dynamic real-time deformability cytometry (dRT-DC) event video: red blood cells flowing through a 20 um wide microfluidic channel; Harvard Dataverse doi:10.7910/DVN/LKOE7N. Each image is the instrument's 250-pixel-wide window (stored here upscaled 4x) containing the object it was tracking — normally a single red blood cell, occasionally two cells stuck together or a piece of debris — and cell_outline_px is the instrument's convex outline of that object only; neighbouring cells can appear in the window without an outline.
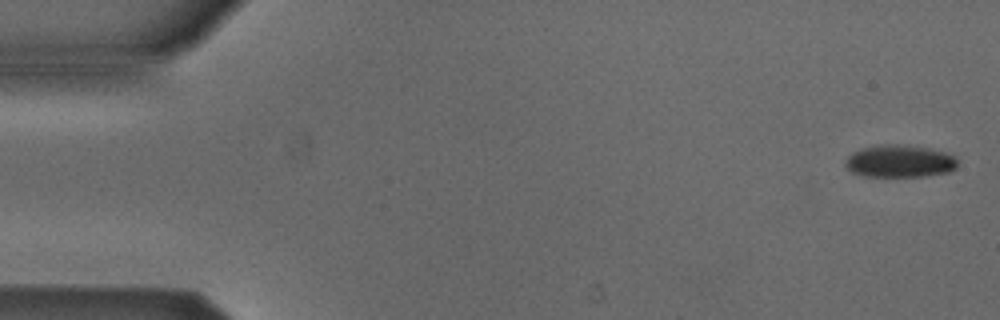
{"species": "Egyptian fruit bat (a non-hibernating species)", "species_latin": "Rousettus aegyptiacus", "temperature_condition": "cold", "stored_images_in_passage": 4, "camera_frame_rate_fps": 3000, "um_per_image_px": 0.085, "animal": {"sex": "male"}, "frame": {"image": 1, "passage_image": 1, "time_ms": 0.0, "image_size_px": [1000, 320], "cell_outline_px": [[956, 168], [948, 172], [924, 176], [864, 176], [852, 172], [844, 164], [848, 156], [852, 152], [860, 148], [884, 144], [896, 144], [928, 148], [944, 152], [952, 156], [956, 160]], "centroid_in_image_um": [76.43, 13.7], "position_along_channel_um": 8.6, "area_um2": 20.98}}
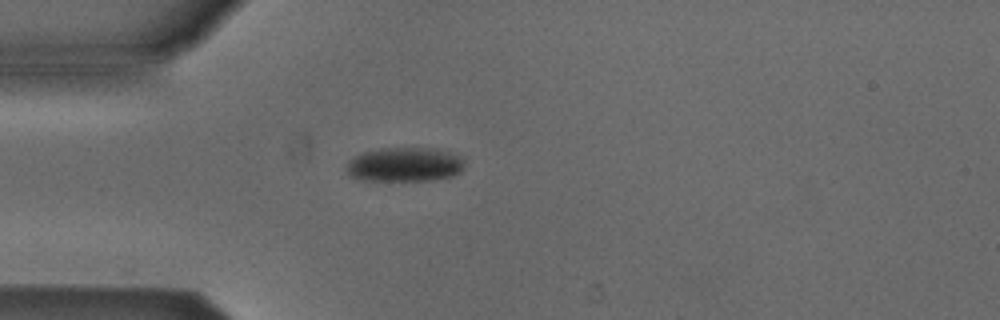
{"frame": {"image": 2, "passage_image": 4, "time_ms": 1.0, "image_size_px": [1000, 320], "cell_outline_px": [[464, 168], [460, 172], [452, 176], [432, 180], [364, 180], [348, 176], [348, 160], [360, 152], [380, 148], [432, 148], [448, 152], [460, 156], [464, 160]], "centroid_in_image_um": [34.38, 13.98], "position_along_channel_um": 50.6, "area_um2": 23.64}}